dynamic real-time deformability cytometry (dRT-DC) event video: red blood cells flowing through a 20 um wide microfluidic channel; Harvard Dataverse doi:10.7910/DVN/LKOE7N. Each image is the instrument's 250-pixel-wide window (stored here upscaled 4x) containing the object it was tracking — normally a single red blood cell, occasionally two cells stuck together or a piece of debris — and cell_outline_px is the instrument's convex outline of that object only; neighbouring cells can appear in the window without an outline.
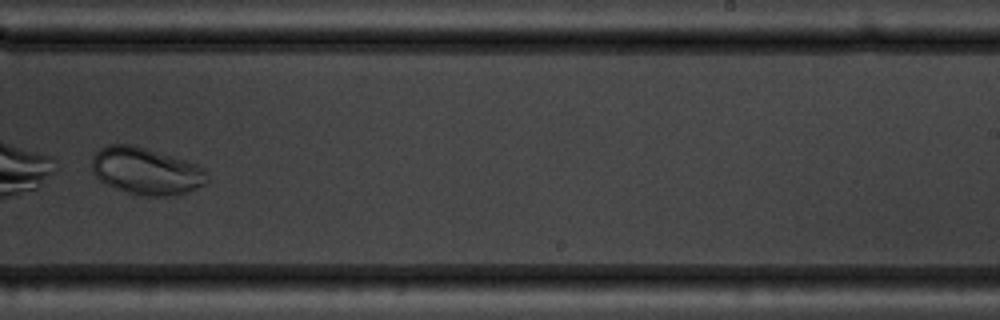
{"species": "common noctule bat (a hibernating species)", "species_latin": "Nyctalus noctula", "temperature_condition": "warm", "stored_images_in_passage": 10, "camera_frame_rate_fps": 3000, "um_per_image_px": 0.085, "animal": {"sex": "male", "body_mass_g": 19.5, "forearm_length_mm": 54.6}, "frame": {"image": 1, "passage_image": 10, "time_ms": 11.0, "image_size_px": [1000, 320], "cell_outline_px": [[208, 180], [204, 184], [176, 196], [132, 196], [100, 180], [92, 172], [92, 156], [100, 148], [108, 144], [132, 144], [172, 156], [196, 164], [204, 168]], "centroid_in_image_um": [12.39, 14.55], "position_along_channel_um": 276.6, "area_um2": 31.73}}